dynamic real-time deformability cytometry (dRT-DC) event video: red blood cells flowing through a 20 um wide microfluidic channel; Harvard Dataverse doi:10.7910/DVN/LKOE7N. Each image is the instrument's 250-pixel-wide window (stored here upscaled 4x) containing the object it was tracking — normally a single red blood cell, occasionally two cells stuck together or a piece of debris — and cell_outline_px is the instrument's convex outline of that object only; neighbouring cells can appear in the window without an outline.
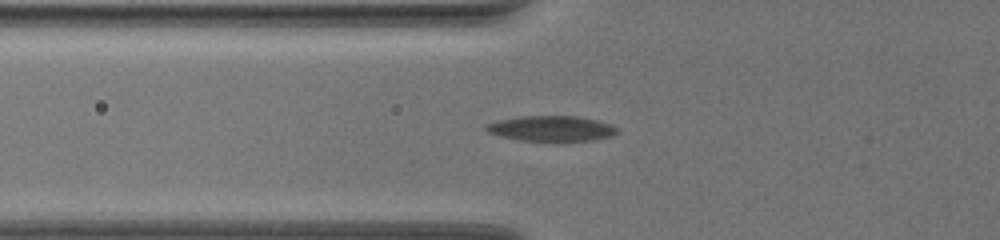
{"species": "common noctule bat (a hibernating species)", "species_latin": "Nyctalus noctula", "temperature_condition": "warm", "stored_images_in_passage": 24, "camera_frame_rate_fps": 3000, "um_per_image_px": 0.085, "animal": {"sex": "female", "body_mass_g": 19.5, "forearm_length_mm": 54.1}, "frame": {"image": 1, "passage_image": 24, "time_ms": 7.667, "image_size_px": [1000, 240], "cell_outline_px": [[620, 132], [612, 136], [592, 140], [560, 144], [520, 140], [500, 136], [488, 132], [484, 128], [484, 124], [500, 120], [520, 116], [580, 116], [612, 124], [620, 128]], "centroid_in_image_um": [46.93, 10.96], "position_along_channel_um": 78.9, "area_um2": 20.4}}